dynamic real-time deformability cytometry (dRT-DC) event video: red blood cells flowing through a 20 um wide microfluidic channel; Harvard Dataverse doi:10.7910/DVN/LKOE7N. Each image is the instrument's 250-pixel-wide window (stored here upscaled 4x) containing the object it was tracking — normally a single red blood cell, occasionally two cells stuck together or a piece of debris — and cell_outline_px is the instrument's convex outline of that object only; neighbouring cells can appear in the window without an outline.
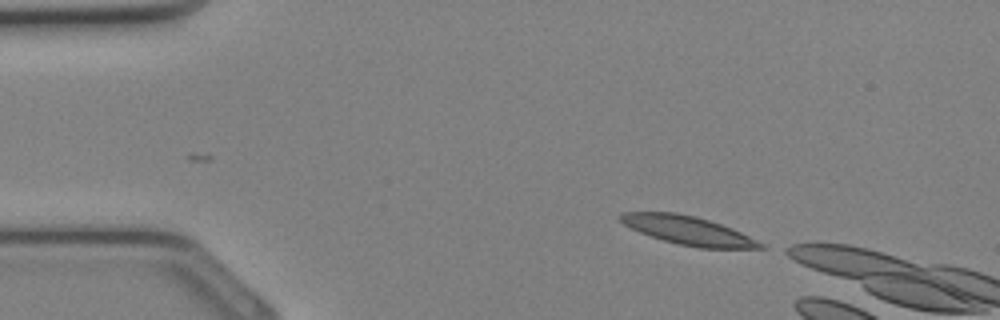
{"species": "Egyptian fruit bat (a non-hibernating species)", "species_latin": "Rousettus aegyptiacus", "temperature_condition": "cold", "stored_images_in_passage": 3, "camera_frame_rate_fps": 3000, "um_per_image_px": 0.085, "animal": {"sex": "female"}, "frame": {"image": 1, "passage_image": 3, "time_ms": 0.667, "image_size_px": [1000, 320], "cell_outline_px": [[768, 248], [700, 248], [680, 244], [664, 240], [640, 232], [624, 224], [616, 216], [624, 212], [676, 212], [696, 216], [732, 228], [764, 244]], "centroid_in_image_um": [58.48, 19.57], "position_along_channel_um": 26.5, "area_um2": 23.0}}